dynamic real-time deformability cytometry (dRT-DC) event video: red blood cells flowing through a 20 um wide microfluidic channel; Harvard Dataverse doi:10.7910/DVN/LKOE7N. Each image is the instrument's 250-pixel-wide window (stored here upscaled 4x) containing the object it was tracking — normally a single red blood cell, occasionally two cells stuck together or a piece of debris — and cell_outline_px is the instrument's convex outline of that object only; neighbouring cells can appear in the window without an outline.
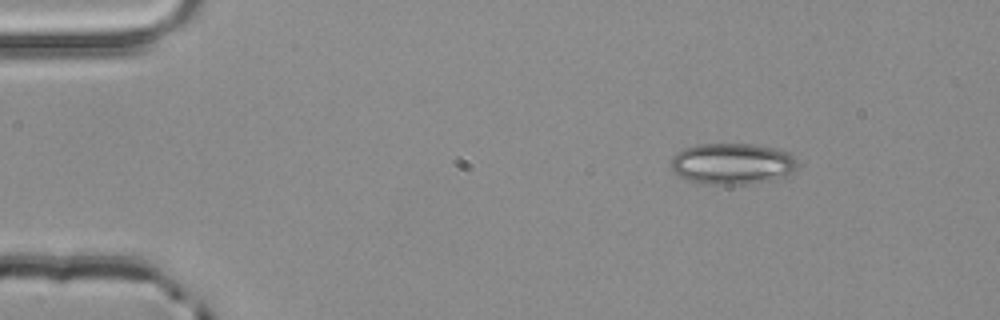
{"species": "common noctule bat (a hibernating species)", "species_latin": "Nyctalus noctula", "temperature_condition": "room temperature", "stored_images_in_passage": 2, "camera_frame_rate_fps": 3000, "um_per_image_px": 0.085, "animal": {"sex": "male", "body_mass_g": 20.4}, "frame": {"image": 1, "passage_image": 1, "time_ms": 0.0, "image_size_px": [1000, 320], "cell_outline_px": [[796, 164], [784, 176], [768, 180], [740, 184], [708, 184], [688, 180], [672, 172], [672, 156], [676, 152], [684, 148], [696, 144], [756, 144], [788, 152], [796, 160]], "centroid_in_image_um": [62.16, 13.9], "position_along_channel_um": 22.8, "area_um2": 29.88}}